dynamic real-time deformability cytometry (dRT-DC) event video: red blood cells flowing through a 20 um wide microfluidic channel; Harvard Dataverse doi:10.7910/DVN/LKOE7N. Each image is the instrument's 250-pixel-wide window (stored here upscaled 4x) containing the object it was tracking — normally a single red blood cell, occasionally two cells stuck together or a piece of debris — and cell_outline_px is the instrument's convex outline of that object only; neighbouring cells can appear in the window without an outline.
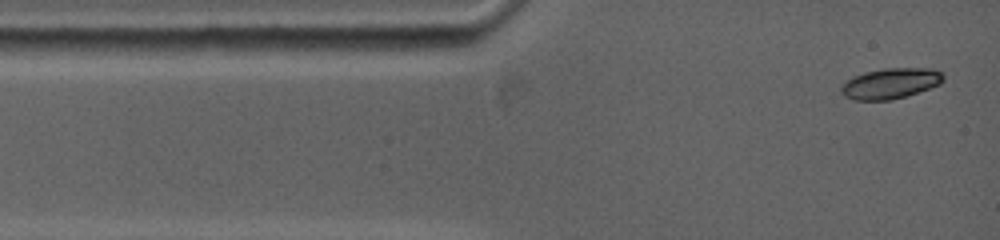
{"species": "common noctule bat (a hibernating species)", "species_latin": "Nyctalus noctula", "temperature_condition": "warm", "stored_images_in_passage": 40, "camera_frame_rate_fps": 5000, "um_per_image_px": 0.085, "animal": {"sex": "female", "body_mass_g": 19.0, "forearm_length_mm": 53.3}, "frame": {"image": 1, "passage_image": 1, "time_ms": 0.0, "image_size_px": [1000, 240], "cell_outline_px": [[944, 80], [940, 84], [892, 100], [852, 100], [844, 96], [840, 92], [840, 88], [852, 76], [864, 72], [884, 68], [932, 68], [940, 72], [944, 76]], "centroid_in_image_um": [75.66, 7.08], "position_along_channel_um": 9.3, "area_um2": 18.15}}
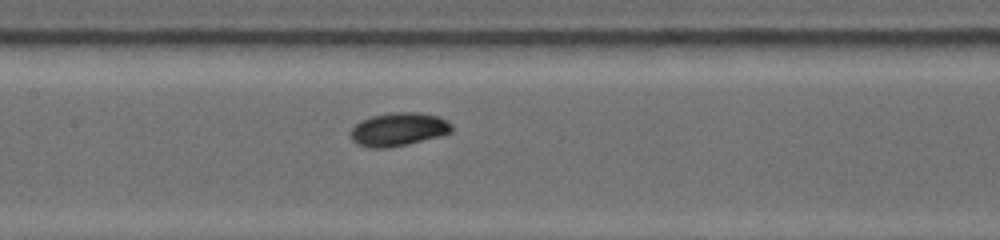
{"frame": {"image": 2, "passage_image": 16, "time_ms": 5.4, "image_size_px": [1000, 240], "cell_outline_px": [[452, 132], [404, 144], [384, 148], [376, 148], [360, 144], [352, 140], [352, 128], [360, 120], [372, 116], [392, 112], [420, 112], [436, 116], [448, 120], [452, 124]], "centroid_in_image_um": [33.88, 10.96], "position_along_channel_um": 173.5, "area_um2": 19.13}}
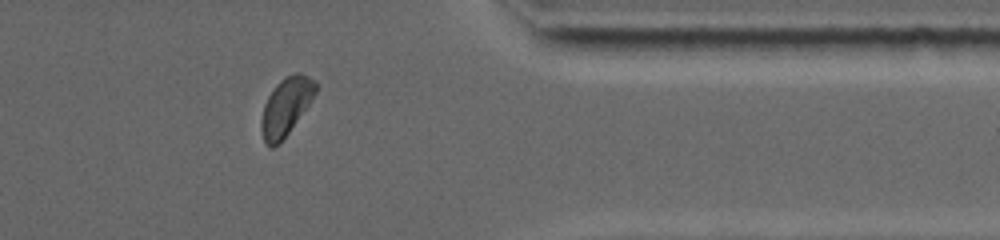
{"frame": {"image": 3, "passage_image": 31, "time_ms": 11.4, "image_size_px": [1000, 240], "cell_outline_px": [[316, 92], [308, 104], [288, 132], [272, 148], [264, 140], [260, 128], [260, 120], [264, 104], [268, 96], [276, 84], [280, 80], [296, 72], [300, 72], [316, 80]], "centroid_in_image_um": [24.29, 9.01], "position_along_channel_um": 387.1, "area_um2": 17.74}, "authors_computed_cell_mechanics": {"area_um2": 18.3226, "velocity_mm_per_s": 3.8051, "shape_relaxation_time_tau1_ms": 4.5353, "shape_relaxation_time_tau2_ms": null, "deformation_change_tau1": 0.1437, "deformation_change_tau2": null}}